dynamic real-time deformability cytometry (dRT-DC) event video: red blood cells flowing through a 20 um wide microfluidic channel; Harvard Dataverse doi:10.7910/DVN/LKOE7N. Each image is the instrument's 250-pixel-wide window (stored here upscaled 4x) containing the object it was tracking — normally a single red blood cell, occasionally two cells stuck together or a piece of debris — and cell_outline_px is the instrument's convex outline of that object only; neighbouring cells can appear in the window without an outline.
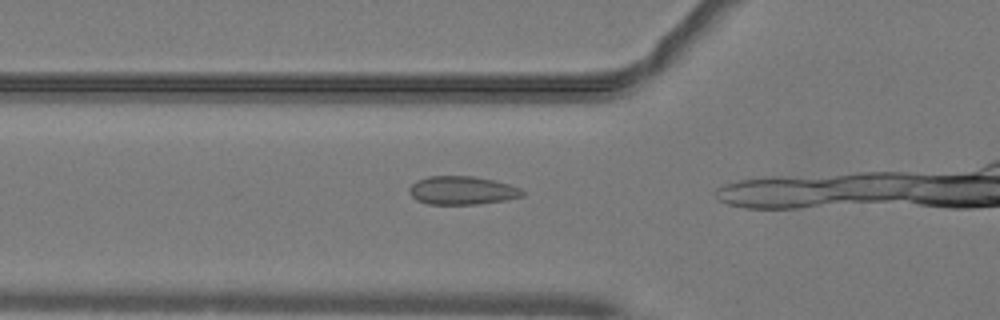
{"species": "common noctule bat (a hibernating species)", "species_latin": "Nyctalus noctula", "temperature_condition": "warm", "stored_images_in_passage": 5, "camera_frame_rate_fps": 3000, "um_per_image_px": 0.085, "animal": {"sex": "male", "body_mass_g": 19.2, "forearm_length_mm": 51.8}, "frame": {"image": 1, "passage_image": 2, "time_ms": 0.333, "image_size_px": [1000, 320], "cell_outline_px": [[524, 196], [508, 200], [476, 204], [428, 204], [416, 200], [408, 192], [408, 188], [416, 180], [428, 176], [472, 176], [496, 180], [520, 188], [524, 192]], "centroid_in_image_um": [39.27, 16.18], "position_along_channel_um": 86.5, "area_um2": 18.9}}